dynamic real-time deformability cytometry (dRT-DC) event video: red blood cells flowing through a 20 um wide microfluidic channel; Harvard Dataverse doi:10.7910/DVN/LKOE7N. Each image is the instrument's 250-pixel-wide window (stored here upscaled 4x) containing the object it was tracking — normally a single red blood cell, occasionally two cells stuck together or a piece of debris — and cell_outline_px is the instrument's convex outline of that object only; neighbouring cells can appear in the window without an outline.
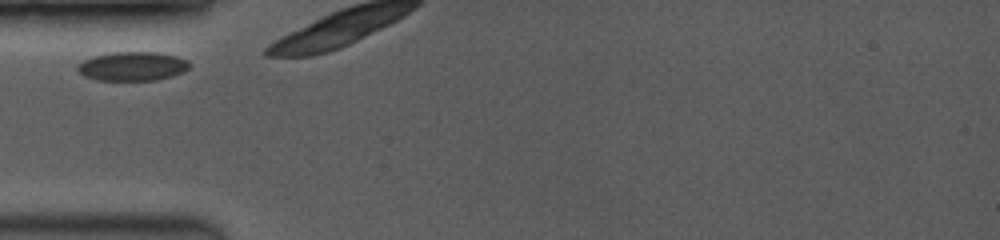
{"species": "common noctule bat (a hibernating species)", "species_latin": "Nyctalus noctula", "temperature_condition": "room temperature", "stored_images_in_passage": 2, "camera_frame_rate_fps": 3500, "um_per_image_px": 0.085, "animal": {"sex": "female", "body_mass_g": 19.0, "forearm_length_mm": 53.3}, "frame": {"image": 1, "passage_image": 1, "time_ms": 0.0, "image_size_px": [1000, 240], "cell_outline_px": [[188, 68], [184, 72], [172, 76], [156, 80], [96, 80], [84, 76], [76, 68], [84, 60], [96, 56], [112, 52], [156, 52], [176, 56], [188, 60]], "centroid_in_image_um": [11.28, 5.63], "position_along_channel_um": 73.7, "area_um2": 18.73}}